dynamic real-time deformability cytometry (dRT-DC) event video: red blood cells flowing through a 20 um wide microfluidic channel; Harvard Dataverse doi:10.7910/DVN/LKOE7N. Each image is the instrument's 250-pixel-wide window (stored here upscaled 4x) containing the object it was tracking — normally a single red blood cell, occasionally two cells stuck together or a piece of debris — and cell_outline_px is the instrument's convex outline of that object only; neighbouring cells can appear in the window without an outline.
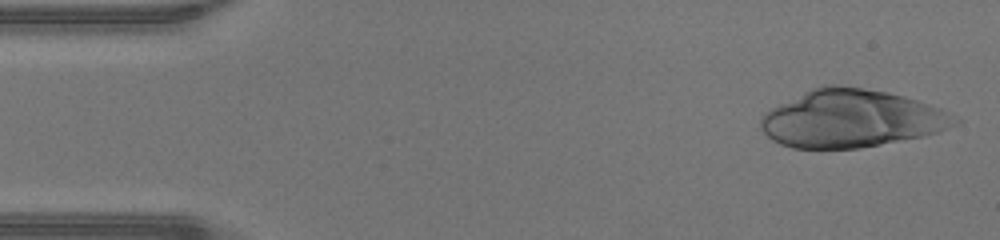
{"species": "human", "species_latin": "Homo sapiens", "temperature_condition": "warm", "stored_images_in_passage": 12, "camera_frame_rate_fps": 3000, "um_per_image_px": 0.085, "donor": {"sex": "male"}, "frame": {"image": 1, "passage_image": 1, "time_ms": 0.0, "image_size_px": [1000, 240], "cell_outline_px": [[960, 120], [956, 124], [940, 132], [924, 136], [860, 148], [792, 148], [780, 144], [772, 140], [760, 128], [760, 116], [764, 112], [812, 88], [824, 84], [836, 84], [888, 92], [904, 96], [940, 108]], "centroid_in_image_um": [72.34, 10.08], "position_along_channel_um": 12.7, "area_um2": 65.03}}